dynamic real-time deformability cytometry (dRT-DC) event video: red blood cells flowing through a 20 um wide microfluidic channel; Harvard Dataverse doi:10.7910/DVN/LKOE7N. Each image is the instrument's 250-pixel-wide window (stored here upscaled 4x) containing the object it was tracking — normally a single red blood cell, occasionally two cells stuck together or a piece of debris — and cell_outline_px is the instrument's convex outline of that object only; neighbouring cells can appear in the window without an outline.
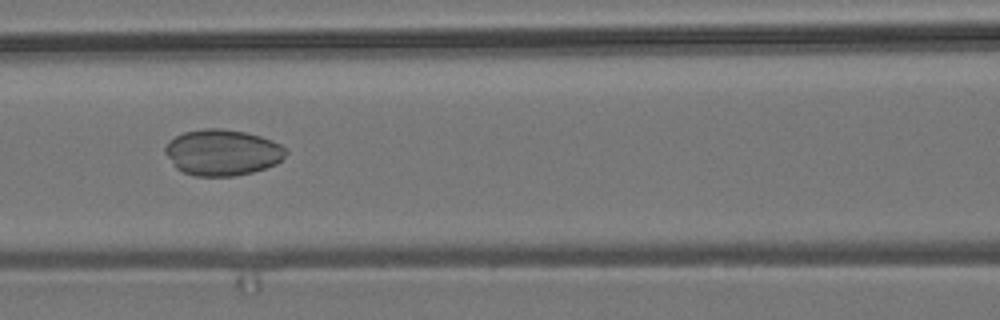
{"species": "common noctule bat (a hibernating species)", "species_latin": "Nyctalus noctula", "temperature_condition": "room temperature", "stored_images_in_passage": 55, "camera_frame_rate_fps": 3000, "um_per_image_px": 0.085, "animal": {"sex": "male", "body_mass_g": 19.2, "forearm_length_mm": 51.8}, "frame": {"image": 1, "passage_image": 24, "time_ms": 7.667, "image_size_px": [1000, 320], "cell_outline_px": [[288, 152], [276, 164], [252, 172], [236, 176], [196, 176], [184, 172], [176, 168], [164, 152], [164, 148], [168, 140], [184, 132], [204, 128], [220, 128], [244, 132], [260, 136], [272, 140], [280, 144]], "centroid_in_image_um": [18.88, 12.95], "position_along_channel_um": 147.7, "area_um2": 32.37}}
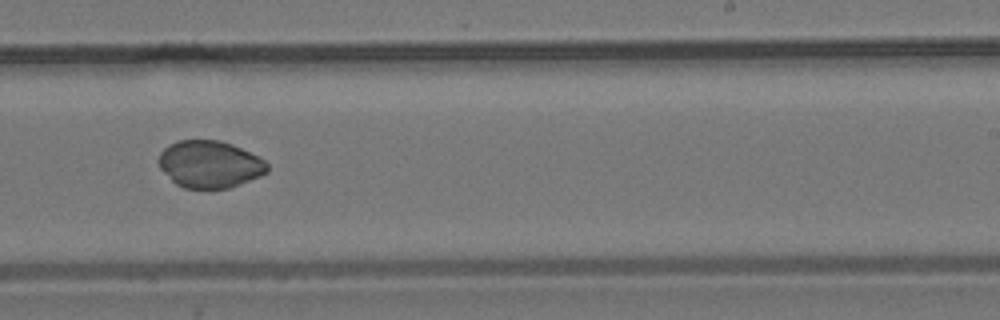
{"frame": {"image": 2, "passage_image": 34, "time_ms": 11.0, "image_size_px": [1000, 320], "cell_outline_px": [[268, 172], [260, 176], [228, 188], [184, 188], [176, 184], [160, 168], [156, 160], [160, 152], [168, 144], [176, 140], [220, 140], [232, 144], [264, 160], [268, 164]], "centroid_in_image_um": [17.78, 13.95], "position_along_channel_um": 271.2, "area_um2": 29.82}}
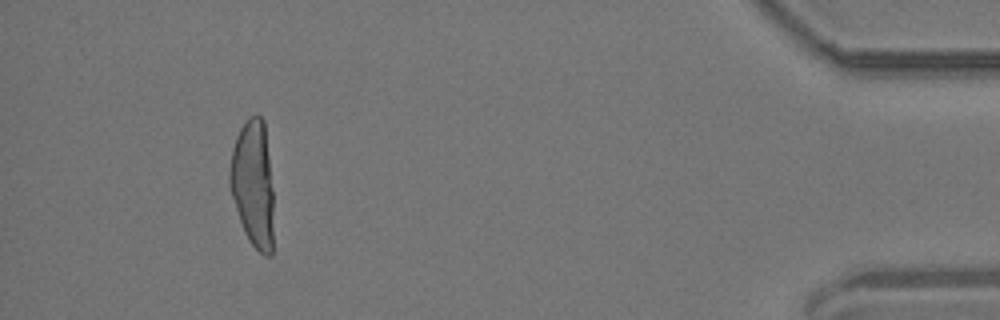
{"frame": {"image": 3, "passage_image": 51, "time_ms": 16.667, "image_size_px": [1000, 320], "cell_outline_px": [[272, 256], [264, 256], [248, 240], [244, 232], [228, 184], [228, 172], [232, 148], [236, 136], [240, 128], [248, 116], [256, 112], [264, 120], [272, 188]], "centroid_in_image_um": [21.48, 15.57], "position_along_channel_um": 413.7, "area_um2": 32.54}}